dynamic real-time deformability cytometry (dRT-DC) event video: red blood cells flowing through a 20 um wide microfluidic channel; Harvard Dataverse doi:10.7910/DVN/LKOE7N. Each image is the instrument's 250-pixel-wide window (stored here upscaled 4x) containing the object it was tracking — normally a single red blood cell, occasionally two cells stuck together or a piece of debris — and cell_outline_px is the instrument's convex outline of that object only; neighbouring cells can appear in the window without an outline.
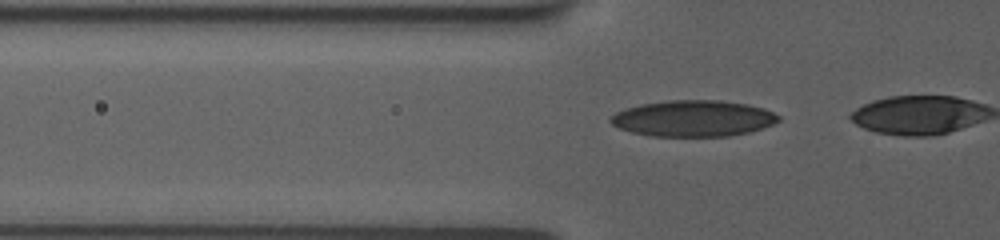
{"species": "human", "species_latin": "Homo sapiens", "temperature_condition": "room temperature", "stored_images_in_passage": 17, "camera_frame_rate_fps": 3000, "um_per_image_px": 0.085, "donor": {"sex": "female"}, "frame": {"image": 1, "passage_image": 13, "time_ms": 3.0, "image_size_px": [1000, 240], "cell_outline_px": [[780, 120], [772, 124], [748, 132], [728, 136], [652, 136], [632, 132], [620, 128], [612, 124], [608, 120], [616, 112], [624, 108], [640, 104], [668, 100], [720, 100], [748, 104], [764, 108], [780, 116]], "centroid_in_image_um": [58.91, 10.05], "position_along_channel_um": 66.9, "area_um2": 35.37}}